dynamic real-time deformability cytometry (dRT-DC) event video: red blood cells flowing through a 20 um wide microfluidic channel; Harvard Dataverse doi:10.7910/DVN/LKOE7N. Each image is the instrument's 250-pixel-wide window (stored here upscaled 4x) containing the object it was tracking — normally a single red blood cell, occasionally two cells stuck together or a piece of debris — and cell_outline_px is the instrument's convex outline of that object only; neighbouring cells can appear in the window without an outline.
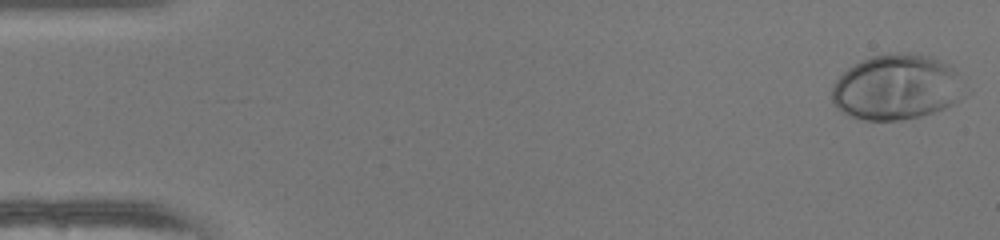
{"species": "human", "species_latin": "Homo sapiens", "temperature_condition": "warm", "stored_images_in_passage": 49, "camera_frame_rate_fps": 3000, "um_per_image_px": 0.085, "donor": {"sex": "female"}, "frame": {"image": 1, "passage_image": 1, "time_ms": 0.0, "image_size_px": [1000, 240], "cell_outline_px": [[972, 92], [960, 100], [944, 108], [920, 116], [900, 120], [864, 120], [848, 116], [840, 112], [832, 104], [832, 88], [836, 80], [848, 68], [860, 60], [872, 56], [892, 52], [912, 52], [932, 56], [948, 64], [956, 72]], "centroid_in_image_um": [76.26, 7.4], "position_along_channel_um": 8.7, "area_um2": 51.62}}
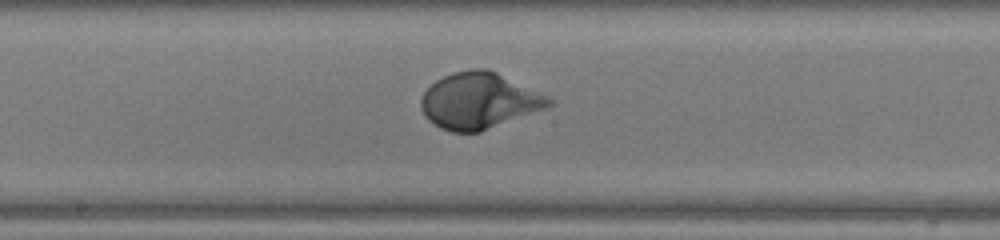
{"frame": {"image": 2, "passage_image": 26, "time_ms": 8.333, "image_size_px": [1000, 240], "cell_outline_px": [[552, 104], [548, 108], [480, 132], [452, 132], [440, 128], [428, 120], [424, 116], [420, 108], [420, 100], [424, 92], [436, 80], [452, 72], [472, 68], [488, 68], [548, 96], [552, 100]], "centroid_in_image_um": [40.71, 8.57], "position_along_channel_um": 207.5, "area_um2": 42.02}}
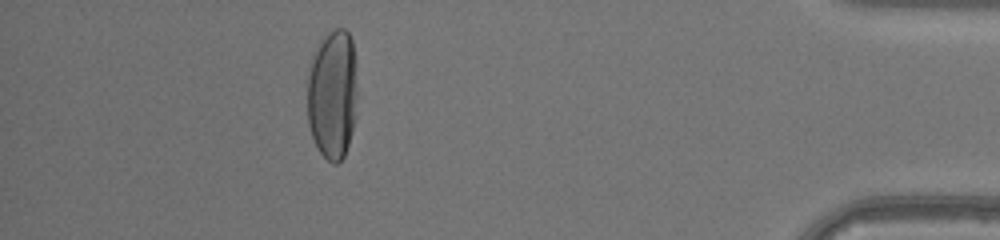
{"frame": {"image": 3, "passage_image": 44, "time_ms": 14.333, "image_size_px": [1000, 240], "cell_outline_px": [[356, 116], [348, 144], [344, 156], [336, 164], [332, 164], [320, 152], [312, 136], [308, 124], [308, 76], [312, 60], [320, 40], [328, 32], [336, 28], [344, 28], [348, 32], [352, 40], [356, 60]], "centroid_in_image_um": [28.28, 8.0], "position_along_channel_um": 406.9, "area_um2": 37.97}, "authors_computed_cell_mechanics": {"area_um2": 41.5582, "velocity_mm_per_s": 4.201, "shape_relaxation_time_tau1_ms": 2.8924, "shape_relaxation_time_tau2_ms": null, "deformation_change_tau1": 0.2025, "deformation_change_tau2": null}}